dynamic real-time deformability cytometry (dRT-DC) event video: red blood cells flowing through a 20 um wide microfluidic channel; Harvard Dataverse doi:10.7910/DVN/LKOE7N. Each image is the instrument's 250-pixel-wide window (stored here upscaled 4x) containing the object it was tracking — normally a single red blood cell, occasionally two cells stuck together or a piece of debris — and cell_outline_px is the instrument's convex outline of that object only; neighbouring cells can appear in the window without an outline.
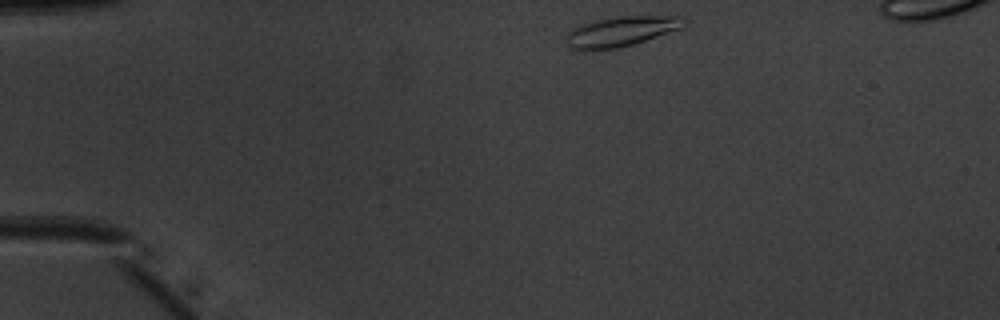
{"species": "common noctule bat (a hibernating species)", "species_latin": "Nyctalus noctula", "temperature_condition": "warm", "stored_images_in_passage": 42, "camera_frame_rate_fps": 3000, "um_per_image_px": 0.085, "animal": {"sex": "male", "body_mass_g": 20.1, "forearm_length_mm": 53.5}, "frame": {"image": 1, "passage_image": 1, "time_ms": 0.0, "image_size_px": [1000, 320], "cell_outline_px": [[688, 24], [680, 28], [632, 44], [616, 48], [584, 52], [568, 48], [568, 32], [572, 28], [580, 24], [596, 20], [616, 16], [680, 16], [688, 20]], "centroid_in_image_um": [52.75, 2.68], "position_along_channel_um": 32.3, "area_um2": 20.69}}
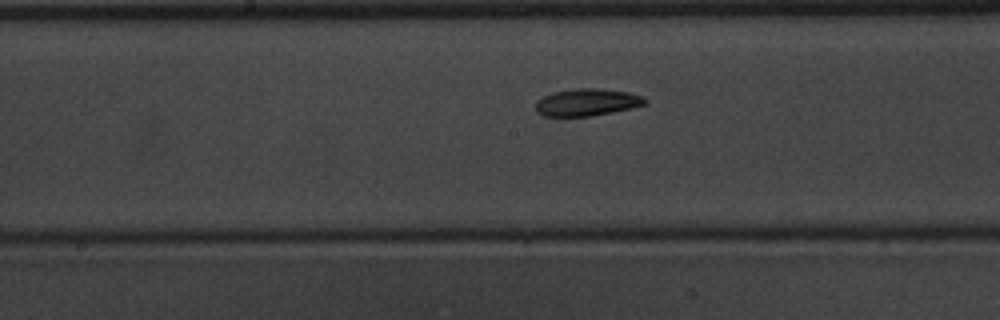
{"frame": {"image": 2, "passage_image": 18, "time_ms": 5.667, "image_size_px": [1000, 320], "cell_outline_px": [[648, 104], [612, 112], [592, 116], [544, 116], [536, 112], [536, 100], [544, 96], [556, 92], [576, 88], [600, 88], [628, 92], [644, 96], [648, 100]], "centroid_in_image_um": [49.93, 8.69], "position_along_channel_um": 198.3, "area_um2": 17.4}}
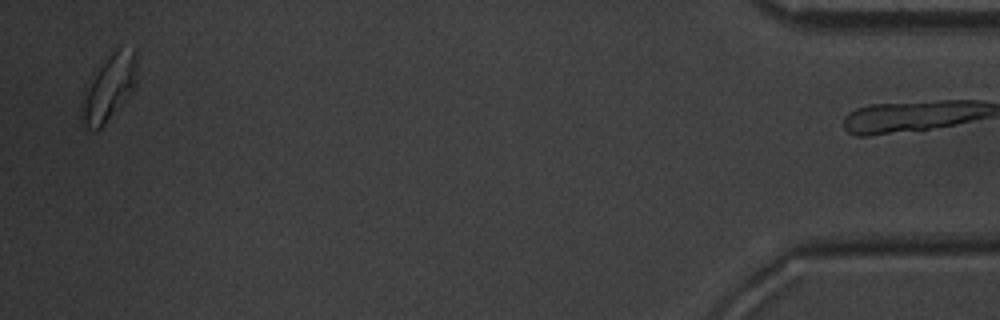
{"frame": {"image": 3, "passage_image": 41, "time_ms": 13.333, "image_size_px": [1000, 320], "cell_outline_px": [[136, 88], [104, 124], [96, 132], [92, 132], [84, 128], [80, 120], [80, 104], [84, 88], [92, 72], [120, 48], [136, 48]], "centroid_in_image_um": [9.2, 7.53], "position_along_channel_um": 426.0, "area_um2": 21.73}, "authors_computed_cell_mechanics": {"area_um2": 17.5423, "velocity_mm_per_s": 3.9955, "shape_relaxation_time_tau1_ms": 4.4597, "shape_relaxation_time_tau2_ms": null, "deformation_change_tau1": 0.1188, "deformation_change_tau2": null}}